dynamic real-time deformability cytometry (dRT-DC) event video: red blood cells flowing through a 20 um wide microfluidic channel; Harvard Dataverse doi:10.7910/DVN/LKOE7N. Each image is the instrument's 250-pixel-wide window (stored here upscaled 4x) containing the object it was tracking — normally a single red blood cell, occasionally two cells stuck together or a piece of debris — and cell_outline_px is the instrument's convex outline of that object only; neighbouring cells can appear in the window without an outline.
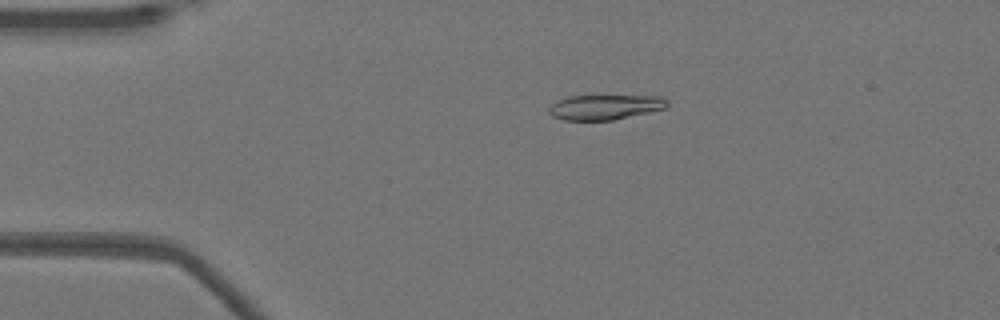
{"species": "Egyptian fruit bat (a non-hibernating species)", "species_latin": "Rousettus aegyptiacus", "temperature_condition": "warm", "stored_images_in_passage": 52, "camera_frame_rate_fps": 3000, "um_per_image_px": 0.085, "animal": {"sex": "female"}, "frame": {"image": 1, "passage_image": 11, "time_ms": 3.333, "image_size_px": [1000, 320], "cell_outline_px": [[668, 104], [664, 108], [612, 120], [564, 120], [552, 116], [548, 112], [548, 108], [556, 100], [568, 96], [660, 96], [668, 100]], "centroid_in_image_um": [51.36, 9.1], "position_along_channel_um": 33.6, "area_um2": 17.05}}
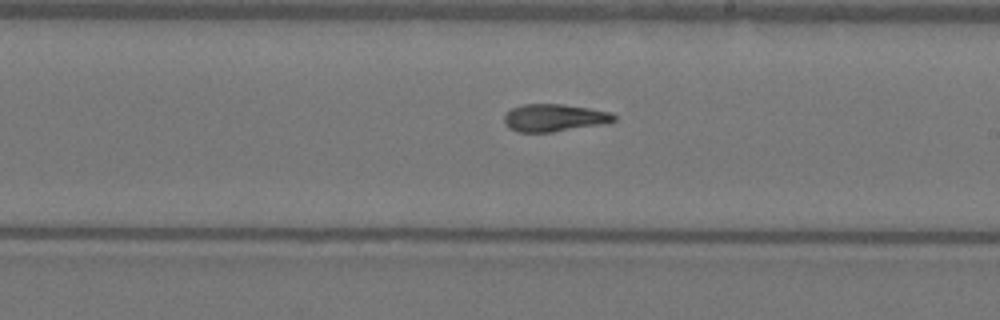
{"frame": {"image": 2, "passage_image": 30, "time_ms": 9.667, "image_size_px": [1000, 320], "cell_outline_px": [[616, 120], [608, 124], [552, 132], [516, 132], [508, 128], [504, 124], [504, 116], [512, 108], [524, 104], [560, 104], [588, 108], [612, 112], [616, 116]], "centroid_in_image_um": [47.14, 10.02], "position_along_channel_um": 241.9, "area_um2": 17.8}}
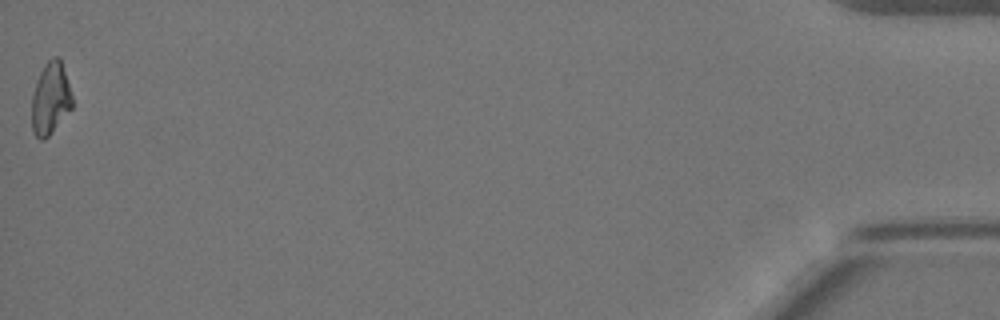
{"frame": {"image": 3, "passage_image": 52, "time_ms": 17.0, "image_size_px": [1000, 320], "cell_outline_px": [[72, 108], [48, 136], [44, 140], [40, 140], [32, 132], [32, 96], [40, 72], [44, 64], [52, 56], [60, 56], [72, 96]], "centroid_in_image_um": [4.29, 8.36], "position_along_channel_um": 430.9, "area_um2": 16.94}, "authors_computed_cell_mechanics": {"area_um2": 17.7446, "velocity_mm_per_s": 3.9288, "shape_relaxation_time_tau1_ms": 10.6426, "shape_relaxation_time_tau2_ms": 2.9101, "deformation_change_tau1": 0.2978, "deformation_change_tau2": 0.0904}}